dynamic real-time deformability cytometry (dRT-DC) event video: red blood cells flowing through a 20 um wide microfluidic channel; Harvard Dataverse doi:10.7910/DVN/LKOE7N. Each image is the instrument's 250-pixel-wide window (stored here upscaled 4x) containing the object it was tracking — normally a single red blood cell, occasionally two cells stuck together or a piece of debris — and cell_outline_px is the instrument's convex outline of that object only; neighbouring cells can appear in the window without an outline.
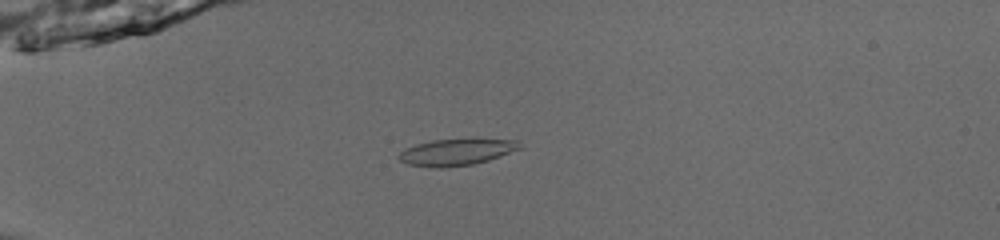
{"species": "common noctule bat (a hibernating species)", "species_latin": "Nyctalus noctula", "temperature_condition": "room temperature", "stored_images_in_passage": 54, "camera_frame_rate_fps": 3000, "um_per_image_px": 0.085, "animal": {"sex": "male", "body_mass_g": 13.0, "forearm_length_mm": 53.1}, "frame": {"image": 1, "passage_image": 17, "time_ms": 5.333, "image_size_px": [1000, 240], "cell_outline_px": [[524, 148], [488, 160], [472, 164], [448, 168], [436, 168], [408, 164], [400, 160], [396, 156], [404, 148], [416, 144], [432, 140], [472, 136], [520, 140]], "centroid_in_image_um": [38.89, 12.87], "position_along_channel_um": 46.1, "area_um2": 19.88}}
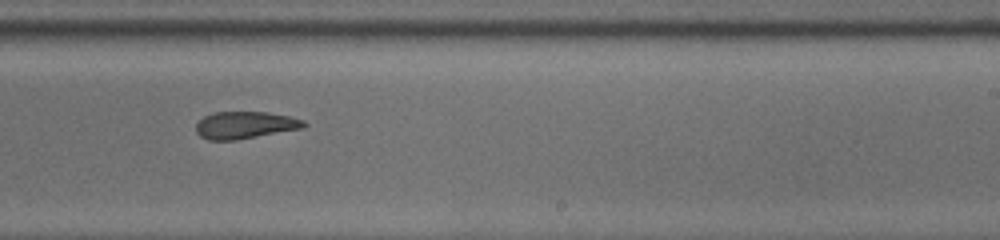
{"frame": {"image": 2, "passage_image": 36, "time_ms": 11.667, "image_size_px": [1000, 240], "cell_outline_px": [[308, 124], [304, 128], [236, 140], [208, 140], [200, 136], [196, 132], [196, 124], [204, 116], [212, 112], [268, 112], [288, 116], [304, 120]], "centroid_in_image_um": [20.83, 10.63], "position_along_channel_um": 268.2, "area_um2": 17.17}}
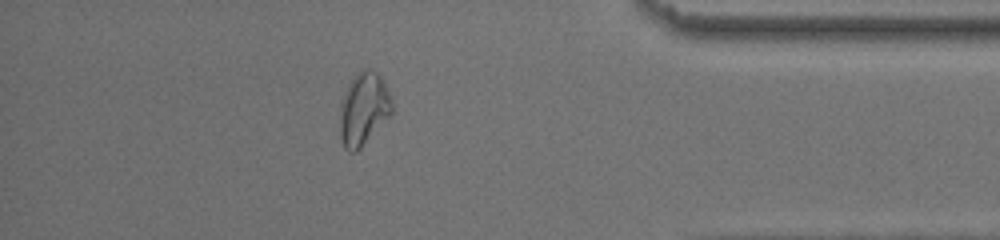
{"frame": {"image": 3, "passage_image": 48, "time_ms": 15.667, "image_size_px": [1000, 240], "cell_outline_px": [[392, 112], [360, 148], [356, 152], [348, 152], [344, 148], [340, 140], [340, 100], [348, 84], [364, 68], [368, 68], [376, 72], [380, 76], [388, 92], [392, 104]], "centroid_in_image_um": [30.86, 9.28], "position_along_channel_um": 404.3, "area_um2": 21.73}, "authors_computed_cell_mechanics": {"area_um2": 19.3341, "velocity_mm_per_s": 3.9673, "shape_relaxation_time_tau1_ms": 6.1217, "shape_relaxation_time_tau2_ms": 2.6483, "deformation_change_tau1": 0.1411, "deformation_change_tau2": 0.1042}}